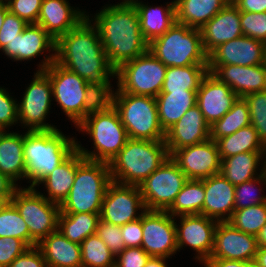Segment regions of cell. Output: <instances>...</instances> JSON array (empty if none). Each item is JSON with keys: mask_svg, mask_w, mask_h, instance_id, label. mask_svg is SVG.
<instances>
[{"mask_svg": "<svg viewBox=\"0 0 266 267\" xmlns=\"http://www.w3.org/2000/svg\"><path fill=\"white\" fill-rule=\"evenodd\" d=\"M89 15L56 41L55 61L85 79L104 99L112 92L109 76L116 75Z\"/></svg>", "mask_w": 266, "mask_h": 267, "instance_id": "cell-1", "label": "cell"}, {"mask_svg": "<svg viewBox=\"0 0 266 267\" xmlns=\"http://www.w3.org/2000/svg\"><path fill=\"white\" fill-rule=\"evenodd\" d=\"M94 20L106 56L115 69L148 51L138 12L129 0L104 7Z\"/></svg>", "mask_w": 266, "mask_h": 267, "instance_id": "cell-2", "label": "cell"}, {"mask_svg": "<svg viewBox=\"0 0 266 267\" xmlns=\"http://www.w3.org/2000/svg\"><path fill=\"white\" fill-rule=\"evenodd\" d=\"M56 53L47 56L40 65L51 83L52 95L66 116L78 126L104 99L85 79L55 61Z\"/></svg>", "mask_w": 266, "mask_h": 267, "instance_id": "cell-3", "label": "cell"}, {"mask_svg": "<svg viewBox=\"0 0 266 267\" xmlns=\"http://www.w3.org/2000/svg\"><path fill=\"white\" fill-rule=\"evenodd\" d=\"M74 138H67L58 129L27 131L24 135L23 154L26 165L25 178L36 185L65 161L75 150Z\"/></svg>", "mask_w": 266, "mask_h": 267, "instance_id": "cell-4", "label": "cell"}, {"mask_svg": "<svg viewBox=\"0 0 266 267\" xmlns=\"http://www.w3.org/2000/svg\"><path fill=\"white\" fill-rule=\"evenodd\" d=\"M87 132L94 142V151L85 150L78 143L76 149L87 160L110 163L129 139L113 105L103 99L78 125Z\"/></svg>", "mask_w": 266, "mask_h": 267, "instance_id": "cell-5", "label": "cell"}, {"mask_svg": "<svg viewBox=\"0 0 266 267\" xmlns=\"http://www.w3.org/2000/svg\"><path fill=\"white\" fill-rule=\"evenodd\" d=\"M169 157L165 140L129 138L109 163L112 181L139 186Z\"/></svg>", "mask_w": 266, "mask_h": 267, "instance_id": "cell-6", "label": "cell"}, {"mask_svg": "<svg viewBox=\"0 0 266 267\" xmlns=\"http://www.w3.org/2000/svg\"><path fill=\"white\" fill-rule=\"evenodd\" d=\"M111 182L109 163L87 160L76 149V176L69 195L60 205V212L101 213Z\"/></svg>", "mask_w": 266, "mask_h": 267, "instance_id": "cell-7", "label": "cell"}, {"mask_svg": "<svg viewBox=\"0 0 266 267\" xmlns=\"http://www.w3.org/2000/svg\"><path fill=\"white\" fill-rule=\"evenodd\" d=\"M106 99L117 110L130 139L165 140L166 132L159 122L155 97L123 93L117 89Z\"/></svg>", "mask_w": 266, "mask_h": 267, "instance_id": "cell-8", "label": "cell"}, {"mask_svg": "<svg viewBox=\"0 0 266 267\" xmlns=\"http://www.w3.org/2000/svg\"><path fill=\"white\" fill-rule=\"evenodd\" d=\"M148 51L166 67L208 65L200 29L177 22L164 35L153 39Z\"/></svg>", "mask_w": 266, "mask_h": 267, "instance_id": "cell-9", "label": "cell"}, {"mask_svg": "<svg viewBox=\"0 0 266 267\" xmlns=\"http://www.w3.org/2000/svg\"><path fill=\"white\" fill-rule=\"evenodd\" d=\"M11 202L29 228L30 247L57 230L60 205L47 200L35 188H17Z\"/></svg>", "mask_w": 266, "mask_h": 267, "instance_id": "cell-10", "label": "cell"}, {"mask_svg": "<svg viewBox=\"0 0 266 267\" xmlns=\"http://www.w3.org/2000/svg\"><path fill=\"white\" fill-rule=\"evenodd\" d=\"M167 67L147 51L116 69L118 89L123 93L156 97L162 90Z\"/></svg>", "mask_w": 266, "mask_h": 267, "instance_id": "cell-11", "label": "cell"}, {"mask_svg": "<svg viewBox=\"0 0 266 267\" xmlns=\"http://www.w3.org/2000/svg\"><path fill=\"white\" fill-rule=\"evenodd\" d=\"M187 181V176L169 157L139 185L145 209L166 211Z\"/></svg>", "mask_w": 266, "mask_h": 267, "instance_id": "cell-12", "label": "cell"}, {"mask_svg": "<svg viewBox=\"0 0 266 267\" xmlns=\"http://www.w3.org/2000/svg\"><path fill=\"white\" fill-rule=\"evenodd\" d=\"M52 87L48 75L37 71L33 81L26 89L22 102L18 107V120L28 128V131H48L57 129L45 123L51 105Z\"/></svg>", "mask_w": 266, "mask_h": 267, "instance_id": "cell-13", "label": "cell"}, {"mask_svg": "<svg viewBox=\"0 0 266 267\" xmlns=\"http://www.w3.org/2000/svg\"><path fill=\"white\" fill-rule=\"evenodd\" d=\"M167 211L145 210L142 213L141 248L151 257H164L176 253V222Z\"/></svg>", "mask_w": 266, "mask_h": 267, "instance_id": "cell-14", "label": "cell"}, {"mask_svg": "<svg viewBox=\"0 0 266 267\" xmlns=\"http://www.w3.org/2000/svg\"><path fill=\"white\" fill-rule=\"evenodd\" d=\"M138 208L146 210L139 186L112 181L103 198L100 219L107 223L123 226L141 217V214L136 213Z\"/></svg>", "mask_w": 266, "mask_h": 267, "instance_id": "cell-15", "label": "cell"}, {"mask_svg": "<svg viewBox=\"0 0 266 267\" xmlns=\"http://www.w3.org/2000/svg\"><path fill=\"white\" fill-rule=\"evenodd\" d=\"M170 157L189 180H203L220 173L219 149L212 139L175 150Z\"/></svg>", "mask_w": 266, "mask_h": 267, "instance_id": "cell-16", "label": "cell"}, {"mask_svg": "<svg viewBox=\"0 0 266 267\" xmlns=\"http://www.w3.org/2000/svg\"><path fill=\"white\" fill-rule=\"evenodd\" d=\"M181 225H176L178 250L185 244L198 252L197 259L206 263L213 251L214 234L218 221L205 215L179 216Z\"/></svg>", "mask_w": 266, "mask_h": 267, "instance_id": "cell-17", "label": "cell"}, {"mask_svg": "<svg viewBox=\"0 0 266 267\" xmlns=\"http://www.w3.org/2000/svg\"><path fill=\"white\" fill-rule=\"evenodd\" d=\"M257 249L256 236L236 229L228 221L218 222L209 259L254 260Z\"/></svg>", "mask_w": 266, "mask_h": 267, "instance_id": "cell-18", "label": "cell"}, {"mask_svg": "<svg viewBox=\"0 0 266 267\" xmlns=\"http://www.w3.org/2000/svg\"><path fill=\"white\" fill-rule=\"evenodd\" d=\"M265 64L264 42L242 35L219 45L208 55V65L255 66Z\"/></svg>", "mask_w": 266, "mask_h": 267, "instance_id": "cell-19", "label": "cell"}, {"mask_svg": "<svg viewBox=\"0 0 266 267\" xmlns=\"http://www.w3.org/2000/svg\"><path fill=\"white\" fill-rule=\"evenodd\" d=\"M238 98L229 86L208 72L197 90L196 105L211 126L232 108Z\"/></svg>", "mask_w": 266, "mask_h": 267, "instance_id": "cell-20", "label": "cell"}, {"mask_svg": "<svg viewBox=\"0 0 266 267\" xmlns=\"http://www.w3.org/2000/svg\"><path fill=\"white\" fill-rule=\"evenodd\" d=\"M208 71L239 98L266 90V64L255 66L208 65Z\"/></svg>", "mask_w": 266, "mask_h": 267, "instance_id": "cell-21", "label": "cell"}, {"mask_svg": "<svg viewBox=\"0 0 266 267\" xmlns=\"http://www.w3.org/2000/svg\"><path fill=\"white\" fill-rule=\"evenodd\" d=\"M210 139V125L197 105L190 108L165 134L169 155L175 150Z\"/></svg>", "mask_w": 266, "mask_h": 267, "instance_id": "cell-22", "label": "cell"}, {"mask_svg": "<svg viewBox=\"0 0 266 267\" xmlns=\"http://www.w3.org/2000/svg\"><path fill=\"white\" fill-rule=\"evenodd\" d=\"M240 10L230 0L201 29L202 46L209 55L219 45L243 35L240 24Z\"/></svg>", "mask_w": 266, "mask_h": 267, "instance_id": "cell-23", "label": "cell"}, {"mask_svg": "<svg viewBox=\"0 0 266 267\" xmlns=\"http://www.w3.org/2000/svg\"><path fill=\"white\" fill-rule=\"evenodd\" d=\"M86 17L85 12L73 9L67 0H43L37 25L57 41Z\"/></svg>", "mask_w": 266, "mask_h": 267, "instance_id": "cell-24", "label": "cell"}, {"mask_svg": "<svg viewBox=\"0 0 266 267\" xmlns=\"http://www.w3.org/2000/svg\"><path fill=\"white\" fill-rule=\"evenodd\" d=\"M204 191L202 215L218 222L229 221L235 210V186L219 173L204 179Z\"/></svg>", "mask_w": 266, "mask_h": 267, "instance_id": "cell-25", "label": "cell"}, {"mask_svg": "<svg viewBox=\"0 0 266 267\" xmlns=\"http://www.w3.org/2000/svg\"><path fill=\"white\" fill-rule=\"evenodd\" d=\"M47 49L56 51V41L40 25L28 24L2 51L15 61H24L43 54Z\"/></svg>", "mask_w": 266, "mask_h": 267, "instance_id": "cell-26", "label": "cell"}, {"mask_svg": "<svg viewBox=\"0 0 266 267\" xmlns=\"http://www.w3.org/2000/svg\"><path fill=\"white\" fill-rule=\"evenodd\" d=\"M37 247L48 267H82L80 244L71 242L58 229L42 239Z\"/></svg>", "mask_w": 266, "mask_h": 267, "instance_id": "cell-27", "label": "cell"}, {"mask_svg": "<svg viewBox=\"0 0 266 267\" xmlns=\"http://www.w3.org/2000/svg\"><path fill=\"white\" fill-rule=\"evenodd\" d=\"M131 3L138 12L140 30L148 43L164 35L176 23L175 1L166 8L149 7L138 0H131Z\"/></svg>", "mask_w": 266, "mask_h": 267, "instance_id": "cell-28", "label": "cell"}, {"mask_svg": "<svg viewBox=\"0 0 266 267\" xmlns=\"http://www.w3.org/2000/svg\"><path fill=\"white\" fill-rule=\"evenodd\" d=\"M24 135L0 131V172L14 183L26 174L23 154Z\"/></svg>", "mask_w": 266, "mask_h": 267, "instance_id": "cell-29", "label": "cell"}, {"mask_svg": "<svg viewBox=\"0 0 266 267\" xmlns=\"http://www.w3.org/2000/svg\"><path fill=\"white\" fill-rule=\"evenodd\" d=\"M230 0H175L176 22L201 29Z\"/></svg>", "mask_w": 266, "mask_h": 267, "instance_id": "cell-30", "label": "cell"}, {"mask_svg": "<svg viewBox=\"0 0 266 267\" xmlns=\"http://www.w3.org/2000/svg\"><path fill=\"white\" fill-rule=\"evenodd\" d=\"M155 98L159 122L166 132L186 111L196 105L197 90L159 93Z\"/></svg>", "mask_w": 266, "mask_h": 267, "instance_id": "cell-31", "label": "cell"}, {"mask_svg": "<svg viewBox=\"0 0 266 267\" xmlns=\"http://www.w3.org/2000/svg\"><path fill=\"white\" fill-rule=\"evenodd\" d=\"M264 158V152H243L234 156L221 159L220 174L232 185L254 179L260 161Z\"/></svg>", "mask_w": 266, "mask_h": 267, "instance_id": "cell-32", "label": "cell"}, {"mask_svg": "<svg viewBox=\"0 0 266 267\" xmlns=\"http://www.w3.org/2000/svg\"><path fill=\"white\" fill-rule=\"evenodd\" d=\"M76 176V150L40 183H44L50 202L61 205L69 195Z\"/></svg>", "mask_w": 266, "mask_h": 267, "instance_id": "cell-33", "label": "cell"}, {"mask_svg": "<svg viewBox=\"0 0 266 267\" xmlns=\"http://www.w3.org/2000/svg\"><path fill=\"white\" fill-rule=\"evenodd\" d=\"M100 213H63L58 216L57 229L71 242L81 244L96 234Z\"/></svg>", "mask_w": 266, "mask_h": 267, "instance_id": "cell-34", "label": "cell"}, {"mask_svg": "<svg viewBox=\"0 0 266 267\" xmlns=\"http://www.w3.org/2000/svg\"><path fill=\"white\" fill-rule=\"evenodd\" d=\"M220 159L243 152H264L266 146L252 125L242 127L235 133L216 141Z\"/></svg>", "mask_w": 266, "mask_h": 267, "instance_id": "cell-35", "label": "cell"}, {"mask_svg": "<svg viewBox=\"0 0 266 267\" xmlns=\"http://www.w3.org/2000/svg\"><path fill=\"white\" fill-rule=\"evenodd\" d=\"M208 72V65L167 67L165 80L160 93L198 90L203 78Z\"/></svg>", "mask_w": 266, "mask_h": 267, "instance_id": "cell-36", "label": "cell"}, {"mask_svg": "<svg viewBox=\"0 0 266 267\" xmlns=\"http://www.w3.org/2000/svg\"><path fill=\"white\" fill-rule=\"evenodd\" d=\"M204 179L189 180L177 194L172 205L166 210L170 215H202L204 204Z\"/></svg>", "mask_w": 266, "mask_h": 267, "instance_id": "cell-37", "label": "cell"}, {"mask_svg": "<svg viewBox=\"0 0 266 267\" xmlns=\"http://www.w3.org/2000/svg\"><path fill=\"white\" fill-rule=\"evenodd\" d=\"M248 125H251L248 103L244 98H238L232 108L210 126V139L216 142Z\"/></svg>", "mask_w": 266, "mask_h": 267, "instance_id": "cell-38", "label": "cell"}, {"mask_svg": "<svg viewBox=\"0 0 266 267\" xmlns=\"http://www.w3.org/2000/svg\"><path fill=\"white\" fill-rule=\"evenodd\" d=\"M82 267H115V254L97 235L88 236L81 244Z\"/></svg>", "mask_w": 266, "mask_h": 267, "instance_id": "cell-39", "label": "cell"}, {"mask_svg": "<svg viewBox=\"0 0 266 267\" xmlns=\"http://www.w3.org/2000/svg\"><path fill=\"white\" fill-rule=\"evenodd\" d=\"M0 237H15L30 247L29 228L11 201L0 208Z\"/></svg>", "mask_w": 266, "mask_h": 267, "instance_id": "cell-40", "label": "cell"}, {"mask_svg": "<svg viewBox=\"0 0 266 267\" xmlns=\"http://www.w3.org/2000/svg\"><path fill=\"white\" fill-rule=\"evenodd\" d=\"M228 222L236 229L256 236L266 223V203L235 209Z\"/></svg>", "mask_w": 266, "mask_h": 267, "instance_id": "cell-41", "label": "cell"}, {"mask_svg": "<svg viewBox=\"0 0 266 267\" xmlns=\"http://www.w3.org/2000/svg\"><path fill=\"white\" fill-rule=\"evenodd\" d=\"M244 99L248 103L251 125L266 146V90L248 94Z\"/></svg>", "mask_w": 266, "mask_h": 267, "instance_id": "cell-42", "label": "cell"}, {"mask_svg": "<svg viewBox=\"0 0 266 267\" xmlns=\"http://www.w3.org/2000/svg\"><path fill=\"white\" fill-rule=\"evenodd\" d=\"M261 182H264V185H266V175L264 174V168L261 169L258 177L235 186V209H242L253 205L266 203V195L256 196V194L254 196V194H252V189L255 190L253 183H259L260 185L262 184Z\"/></svg>", "mask_w": 266, "mask_h": 267, "instance_id": "cell-43", "label": "cell"}, {"mask_svg": "<svg viewBox=\"0 0 266 267\" xmlns=\"http://www.w3.org/2000/svg\"><path fill=\"white\" fill-rule=\"evenodd\" d=\"M243 35L266 42V12H240Z\"/></svg>", "mask_w": 266, "mask_h": 267, "instance_id": "cell-44", "label": "cell"}, {"mask_svg": "<svg viewBox=\"0 0 266 267\" xmlns=\"http://www.w3.org/2000/svg\"><path fill=\"white\" fill-rule=\"evenodd\" d=\"M96 234L103 240L109 250L115 255L120 253L125 248L121 233V226L107 223L99 219Z\"/></svg>", "mask_w": 266, "mask_h": 267, "instance_id": "cell-45", "label": "cell"}, {"mask_svg": "<svg viewBox=\"0 0 266 267\" xmlns=\"http://www.w3.org/2000/svg\"><path fill=\"white\" fill-rule=\"evenodd\" d=\"M43 0H8L10 13L17 15L28 24H37Z\"/></svg>", "mask_w": 266, "mask_h": 267, "instance_id": "cell-46", "label": "cell"}, {"mask_svg": "<svg viewBox=\"0 0 266 267\" xmlns=\"http://www.w3.org/2000/svg\"><path fill=\"white\" fill-rule=\"evenodd\" d=\"M29 247L15 237H0V267H8Z\"/></svg>", "mask_w": 266, "mask_h": 267, "instance_id": "cell-47", "label": "cell"}, {"mask_svg": "<svg viewBox=\"0 0 266 267\" xmlns=\"http://www.w3.org/2000/svg\"><path fill=\"white\" fill-rule=\"evenodd\" d=\"M27 25L28 23L25 20L8 12L0 30V50L21 34Z\"/></svg>", "mask_w": 266, "mask_h": 267, "instance_id": "cell-48", "label": "cell"}, {"mask_svg": "<svg viewBox=\"0 0 266 267\" xmlns=\"http://www.w3.org/2000/svg\"><path fill=\"white\" fill-rule=\"evenodd\" d=\"M17 101L10 97L6 89L0 88V131H4L18 121Z\"/></svg>", "mask_w": 266, "mask_h": 267, "instance_id": "cell-49", "label": "cell"}, {"mask_svg": "<svg viewBox=\"0 0 266 267\" xmlns=\"http://www.w3.org/2000/svg\"><path fill=\"white\" fill-rule=\"evenodd\" d=\"M116 256L115 267H144L151 258L141 247L124 248Z\"/></svg>", "mask_w": 266, "mask_h": 267, "instance_id": "cell-50", "label": "cell"}, {"mask_svg": "<svg viewBox=\"0 0 266 267\" xmlns=\"http://www.w3.org/2000/svg\"><path fill=\"white\" fill-rule=\"evenodd\" d=\"M8 267H48L37 246L29 247L15 258Z\"/></svg>", "mask_w": 266, "mask_h": 267, "instance_id": "cell-51", "label": "cell"}, {"mask_svg": "<svg viewBox=\"0 0 266 267\" xmlns=\"http://www.w3.org/2000/svg\"><path fill=\"white\" fill-rule=\"evenodd\" d=\"M138 220L126 223L121 226V233L125 248L141 247L142 243V213Z\"/></svg>", "mask_w": 266, "mask_h": 267, "instance_id": "cell-52", "label": "cell"}, {"mask_svg": "<svg viewBox=\"0 0 266 267\" xmlns=\"http://www.w3.org/2000/svg\"><path fill=\"white\" fill-rule=\"evenodd\" d=\"M240 11L263 13L266 12V0H231Z\"/></svg>", "mask_w": 266, "mask_h": 267, "instance_id": "cell-53", "label": "cell"}, {"mask_svg": "<svg viewBox=\"0 0 266 267\" xmlns=\"http://www.w3.org/2000/svg\"><path fill=\"white\" fill-rule=\"evenodd\" d=\"M205 267H256L254 260H226V259H209Z\"/></svg>", "mask_w": 266, "mask_h": 267, "instance_id": "cell-54", "label": "cell"}, {"mask_svg": "<svg viewBox=\"0 0 266 267\" xmlns=\"http://www.w3.org/2000/svg\"><path fill=\"white\" fill-rule=\"evenodd\" d=\"M17 188V184L0 172V199L4 203L11 201L13 193Z\"/></svg>", "mask_w": 266, "mask_h": 267, "instance_id": "cell-55", "label": "cell"}, {"mask_svg": "<svg viewBox=\"0 0 266 267\" xmlns=\"http://www.w3.org/2000/svg\"><path fill=\"white\" fill-rule=\"evenodd\" d=\"M254 263L256 267H266V247H258Z\"/></svg>", "mask_w": 266, "mask_h": 267, "instance_id": "cell-56", "label": "cell"}, {"mask_svg": "<svg viewBox=\"0 0 266 267\" xmlns=\"http://www.w3.org/2000/svg\"><path fill=\"white\" fill-rule=\"evenodd\" d=\"M164 257H151L144 267H167Z\"/></svg>", "mask_w": 266, "mask_h": 267, "instance_id": "cell-57", "label": "cell"}, {"mask_svg": "<svg viewBox=\"0 0 266 267\" xmlns=\"http://www.w3.org/2000/svg\"><path fill=\"white\" fill-rule=\"evenodd\" d=\"M257 246L266 247V223L262 226L259 233L256 235Z\"/></svg>", "mask_w": 266, "mask_h": 267, "instance_id": "cell-58", "label": "cell"}, {"mask_svg": "<svg viewBox=\"0 0 266 267\" xmlns=\"http://www.w3.org/2000/svg\"><path fill=\"white\" fill-rule=\"evenodd\" d=\"M9 12L6 2H0V30L6 14Z\"/></svg>", "mask_w": 266, "mask_h": 267, "instance_id": "cell-59", "label": "cell"}, {"mask_svg": "<svg viewBox=\"0 0 266 267\" xmlns=\"http://www.w3.org/2000/svg\"><path fill=\"white\" fill-rule=\"evenodd\" d=\"M264 157H265V159H264L265 160L264 161L265 164L263 163V166H264L263 168H264V174L266 175V148H265V151H264Z\"/></svg>", "mask_w": 266, "mask_h": 267, "instance_id": "cell-60", "label": "cell"}, {"mask_svg": "<svg viewBox=\"0 0 266 267\" xmlns=\"http://www.w3.org/2000/svg\"><path fill=\"white\" fill-rule=\"evenodd\" d=\"M264 44H265V64H266V42Z\"/></svg>", "mask_w": 266, "mask_h": 267, "instance_id": "cell-61", "label": "cell"}, {"mask_svg": "<svg viewBox=\"0 0 266 267\" xmlns=\"http://www.w3.org/2000/svg\"><path fill=\"white\" fill-rule=\"evenodd\" d=\"M4 204V202L0 199V208Z\"/></svg>", "mask_w": 266, "mask_h": 267, "instance_id": "cell-62", "label": "cell"}]
</instances>
